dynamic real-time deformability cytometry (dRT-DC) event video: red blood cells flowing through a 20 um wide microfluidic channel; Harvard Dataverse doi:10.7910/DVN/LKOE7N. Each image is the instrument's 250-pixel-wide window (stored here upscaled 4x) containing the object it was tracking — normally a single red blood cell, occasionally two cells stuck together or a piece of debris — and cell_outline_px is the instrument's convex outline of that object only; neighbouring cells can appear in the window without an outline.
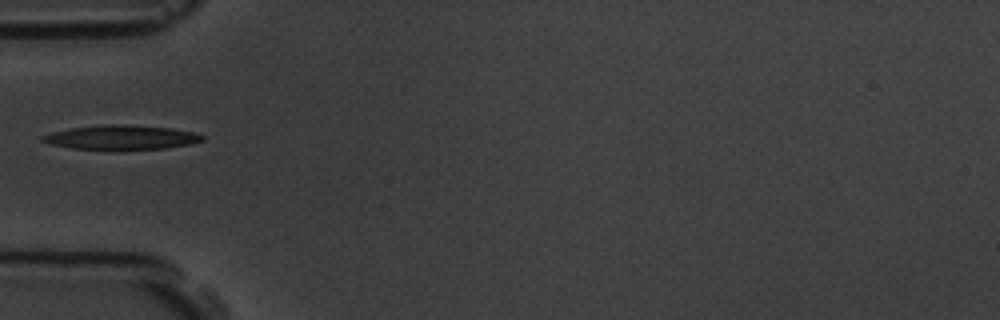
{"species": "common noctule bat (a hibernating species)", "species_latin": "Nyctalus noctula", "temperature_condition": "room temperature", "stored_images_in_passage": 5, "camera_frame_rate_fps": 3000, "um_per_image_px": 0.085, "animal": {"sex": "male", "body_mass_g": 19.5, "forearm_length_mm": 54.6}, "frame": {"image": 1, "passage_image": 4, "time_ms": 4.333, "image_size_px": [1000, 320], "cell_outline_px": [[204, 140], [188, 144], [164, 148], [72, 148], [52, 144], [40, 140], [40, 136], [52, 132], [72, 128], [104, 124], [124, 124], [172, 128], [192, 132], [204, 136]], "centroid_in_image_um": [10.3, 11.65], "position_along_channel_um": 74.7, "area_um2": 21.96}}
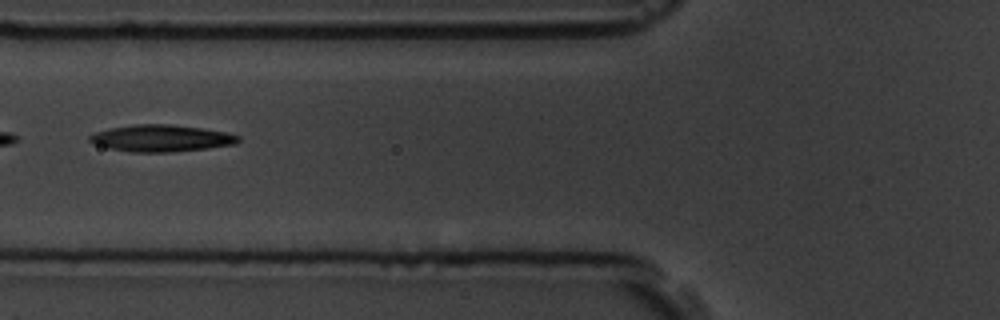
{"frame": {"image": 2, "passage_image": 5, "time_ms": 5.333, "image_size_px": [1000, 320], "cell_outline_px": [[240, 140], [236, 144], [208, 148], [172, 152], [132, 152], [108, 148], [96, 144], [88, 140], [88, 136], [96, 132], [112, 128], [136, 124], [168, 124], [200, 128], [224, 132], [240, 136]], "centroid_in_image_um": [13.71, 11.76], "position_along_channel_um": 112.1, "area_um2": 23.0}}